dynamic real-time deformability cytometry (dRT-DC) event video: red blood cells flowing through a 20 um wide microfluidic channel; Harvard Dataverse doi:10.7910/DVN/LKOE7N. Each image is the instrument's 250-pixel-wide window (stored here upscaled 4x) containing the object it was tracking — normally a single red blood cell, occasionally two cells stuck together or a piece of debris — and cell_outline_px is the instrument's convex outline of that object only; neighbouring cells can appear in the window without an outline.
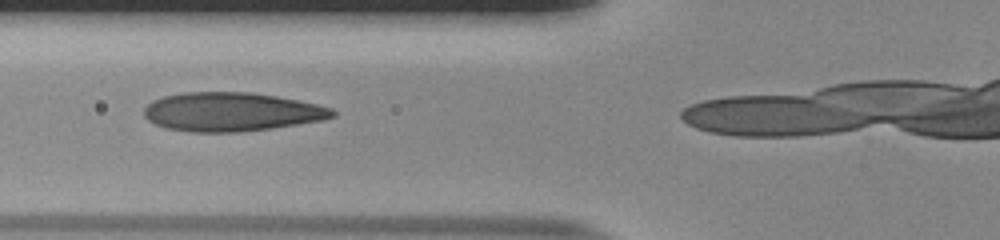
{"species": "human", "species_latin": "Homo sapiens", "temperature_condition": "room temperature", "stored_images_in_passage": 15, "camera_frame_rate_fps": 3000, "um_per_image_px": 0.085, "donor": {"sex": "male"}, "frame": {"image": 1, "passage_image": 5, "time_ms": 1.333, "image_size_px": [1000, 240], "cell_outline_px": [[336, 116], [324, 120], [272, 128], [240, 132], [192, 132], [164, 128], [148, 120], [144, 116], [144, 108], [152, 100], [164, 96], [184, 92], [248, 92], [276, 96], [316, 104], [332, 108], [336, 112]], "centroid_in_image_um": [19.67, 9.51], "position_along_channel_um": 106.1, "area_um2": 42.71}}
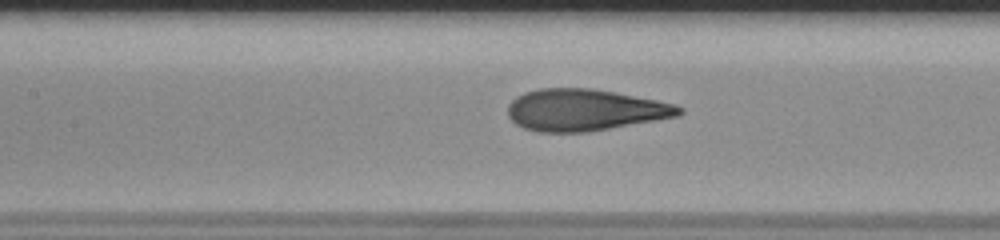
{"frame": {"image": 2, "passage_image": 9, "time_ms": 2.667, "image_size_px": [1000, 240], "cell_outline_px": [[684, 112], [680, 116], [588, 132], [536, 132], [524, 128], [516, 124], [508, 116], [508, 104], [516, 96], [524, 92], [540, 88], [588, 88], [612, 92], [656, 100], [676, 104], [684, 108]], "centroid_in_image_um": [49.7, 9.35], "position_along_channel_um": 157.7, "area_um2": 41.67}}